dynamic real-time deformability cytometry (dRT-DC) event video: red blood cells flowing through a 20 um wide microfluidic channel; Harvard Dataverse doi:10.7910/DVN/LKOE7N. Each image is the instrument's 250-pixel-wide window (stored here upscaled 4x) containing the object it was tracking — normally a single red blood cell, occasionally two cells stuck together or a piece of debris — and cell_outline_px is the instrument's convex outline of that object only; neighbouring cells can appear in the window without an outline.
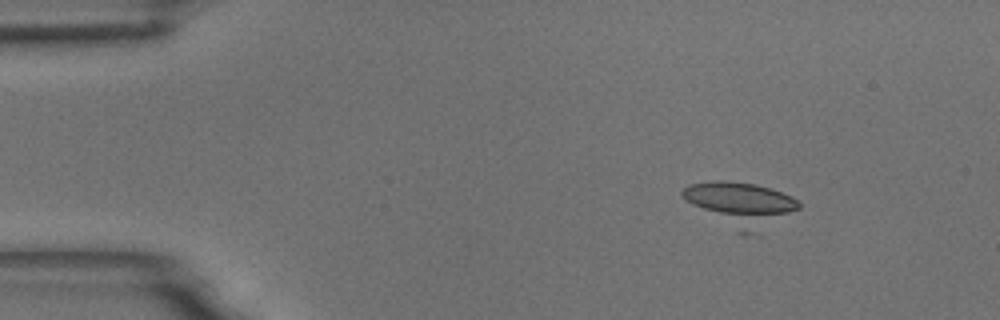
{"species": "common noctule bat (a hibernating species)", "species_latin": "Nyctalus noctula", "temperature_condition": "room temperature", "stored_images_in_passage": 7, "camera_frame_rate_fps": 3000, "um_per_image_px": 0.085, "animal": {"sex": "male", "body_mass_g": 18.8}, "frame": {"image": 1, "passage_image": 3, "time_ms": 0.667, "image_size_px": [1000, 320], "cell_outline_px": [[800, 208], [788, 212], [748, 216], [736, 216], [704, 208], [692, 204], [684, 200], [680, 196], [680, 192], [684, 188], [692, 184], [720, 180], [724, 180], [756, 184], [792, 196], [800, 204]], "centroid_in_image_um": [62.78, 16.86], "position_along_channel_um": 22.2, "area_um2": 21.73}}
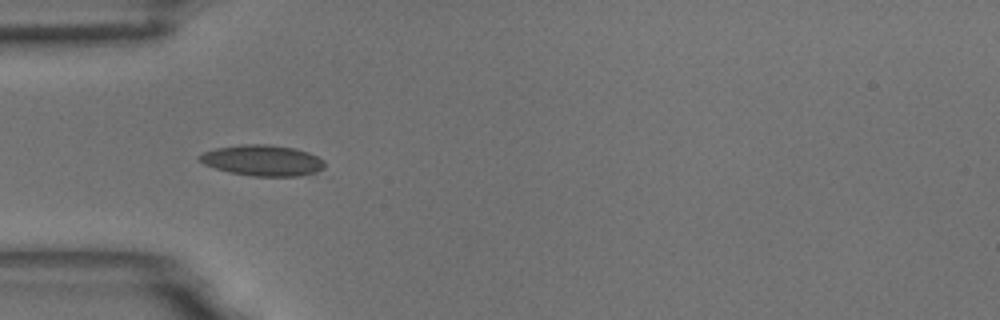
{"frame": {"image": 2, "passage_image": 6, "time_ms": 1.667, "image_size_px": [1000, 320], "cell_outline_px": [[324, 168], [316, 172], [296, 176], [252, 176], [232, 172], [216, 168], [204, 164], [196, 156], [204, 152], [216, 148], [240, 144], [268, 144], [292, 148], [308, 152], [324, 160]], "centroid_in_image_um": [22.31, 13.63], "position_along_channel_um": 62.7, "area_um2": 22.31}}